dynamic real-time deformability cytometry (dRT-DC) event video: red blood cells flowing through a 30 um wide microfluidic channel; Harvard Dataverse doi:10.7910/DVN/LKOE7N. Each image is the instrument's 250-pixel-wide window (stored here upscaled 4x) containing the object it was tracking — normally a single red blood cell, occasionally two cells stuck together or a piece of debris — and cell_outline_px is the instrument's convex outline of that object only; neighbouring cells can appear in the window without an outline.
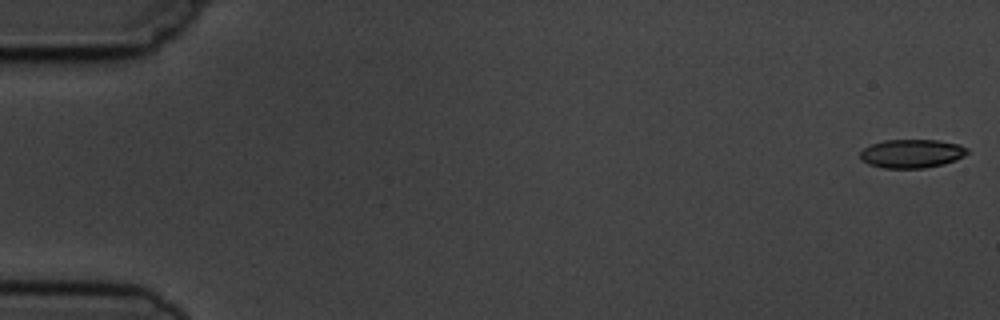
{"species": "common noctule bat (a hibernating species)", "species_latin": "Nyctalus noctula", "temperature_condition": "cold", "stored_images_in_passage": 6, "camera_frame_rate_fps": 3000, "um_per_image_px": 0.085, "animal": {"sex": "male", "body_mass_g": 19.5, "forearm_length_mm": 54.6}, "frame": {"image": 1, "passage_image": 1, "time_ms": 0.0, "image_size_px": [1000, 320], "cell_outline_px": [[968, 152], [964, 156], [956, 160], [944, 164], [924, 168], [884, 168], [868, 164], [860, 160], [860, 152], [864, 148], [872, 144], [884, 140], [936, 140], [960, 144], [968, 148]], "centroid_in_image_um": [77.5, 13.06], "position_along_channel_um": 7.5, "area_um2": 17.98}}
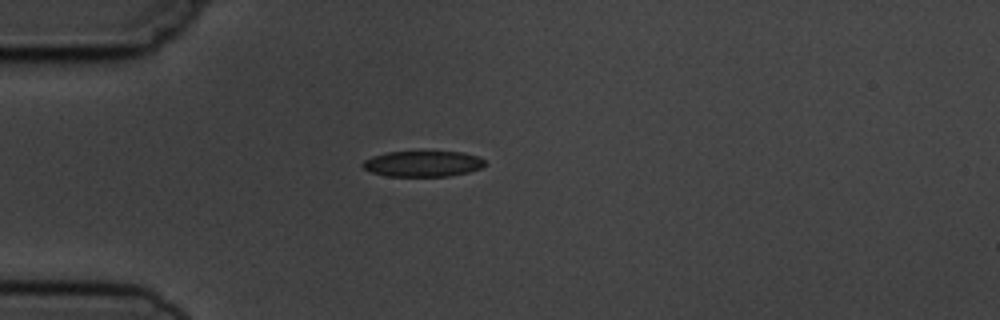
{"frame": {"image": 2, "passage_image": 5, "time_ms": 4.667, "image_size_px": [1000, 320], "cell_outline_px": [[488, 164], [480, 168], [468, 172], [448, 176], [388, 176], [372, 172], [364, 168], [360, 164], [364, 160], [372, 156], [384, 152], [464, 152], [480, 156]], "centroid_in_image_um": [35.96, 13.91], "position_along_channel_um": 49.0, "area_um2": 18.44}}